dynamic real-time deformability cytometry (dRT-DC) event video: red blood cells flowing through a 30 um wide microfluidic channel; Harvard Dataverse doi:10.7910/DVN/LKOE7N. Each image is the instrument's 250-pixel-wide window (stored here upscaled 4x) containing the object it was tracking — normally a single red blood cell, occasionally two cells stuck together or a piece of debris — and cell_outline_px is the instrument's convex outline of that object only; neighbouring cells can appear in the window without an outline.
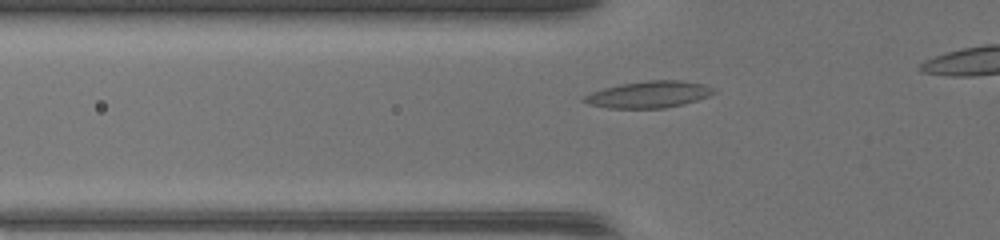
{"species": "common noctule bat (a hibernating species)", "species_latin": "Nyctalus noctula", "temperature_condition": "warm", "stored_images_in_passage": 32, "camera_frame_rate_fps": 3000, "um_per_image_px": 0.085, "animal": {"sex": "female", "body_mass_g": 17.0, "forearm_length_mm": 48.0}, "frame": {"image": 1, "passage_image": 8, "time_ms": 2.333, "image_size_px": [1000, 240], "cell_outline_px": [[716, 92], [708, 96], [684, 104], [664, 108], [608, 108], [588, 104], [580, 100], [584, 96], [592, 92], [604, 88], [620, 84], [648, 80], [680, 80], [704, 84], [716, 88]], "centroid_in_image_um": [55.16, 8.03], "position_along_channel_um": 70.6, "area_um2": 20.23}}
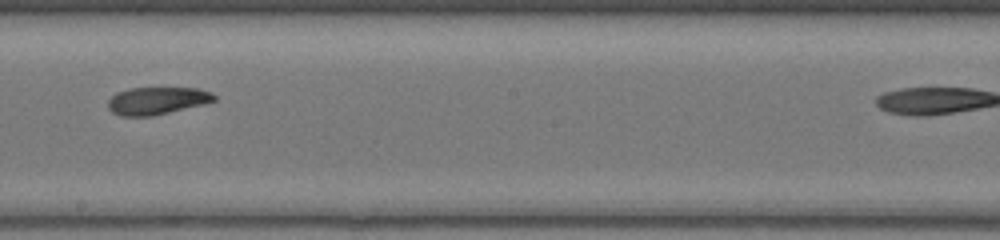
{"frame": {"image": 2, "passage_image": 19, "time_ms": 6.0, "image_size_px": [1000, 240], "cell_outline_px": [[216, 100], [204, 104], [152, 116], [120, 116], [112, 112], [108, 108], [108, 100], [116, 92], [128, 88], [196, 88], [212, 92], [216, 96]], "centroid_in_image_um": [13.33, 8.56], "position_along_channel_um": 234.9, "area_um2": 17.05}}
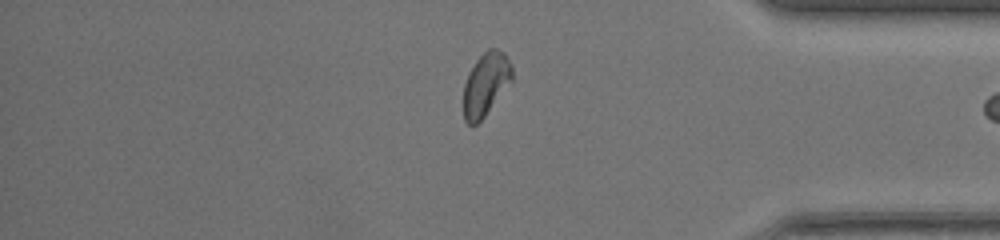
{"frame": {"image": 3, "passage_image": 31, "time_ms": 10.0, "image_size_px": [1000, 240], "cell_outline_px": [[512, 80], [484, 116], [476, 124], [468, 124], [464, 120], [464, 84], [468, 72], [476, 60], [488, 48], [496, 48], [504, 52], [512, 64]], "centroid_in_image_um": [41.29, 7.11], "position_along_channel_um": 393.9, "area_um2": 17.69}}